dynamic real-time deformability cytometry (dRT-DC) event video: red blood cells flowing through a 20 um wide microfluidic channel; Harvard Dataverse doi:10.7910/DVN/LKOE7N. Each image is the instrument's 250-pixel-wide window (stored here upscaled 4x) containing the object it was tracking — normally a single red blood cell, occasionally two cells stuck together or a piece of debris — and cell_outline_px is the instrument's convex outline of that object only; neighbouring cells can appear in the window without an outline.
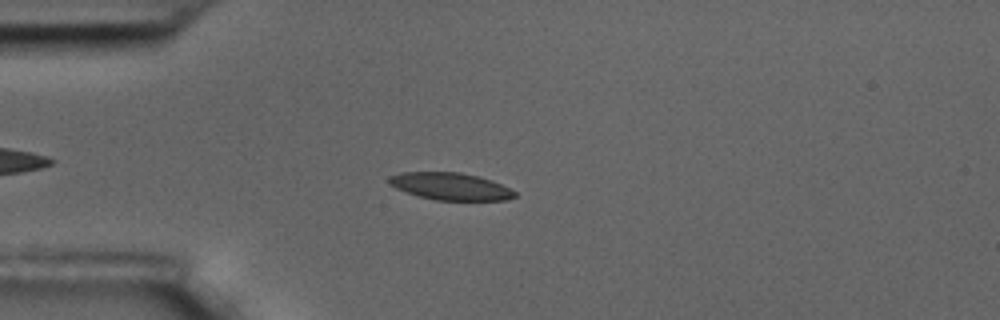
{"species": "common noctule bat (a hibernating species)", "species_latin": "Nyctalus noctula", "temperature_condition": "room temperature", "stored_images_in_passage": 7, "camera_frame_rate_fps": 3000, "um_per_image_px": 0.085, "animal": {"sex": "male", "body_mass_g": 17.5, "forearm_length_mm": 52.3}, "frame": {"image": 1, "passage_image": 2, "time_ms": 0.333, "image_size_px": [1000, 320], "cell_outline_px": [[516, 196], [504, 200], [436, 200], [420, 196], [396, 188], [388, 184], [388, 176], [400, 172], [460, 172], [480, 176], [492, 180], [516, 192]], "centroid_in_image_um": [38.27, 15.82], "position_along_channel_um": 46.7, "area_um2": 19.88}}
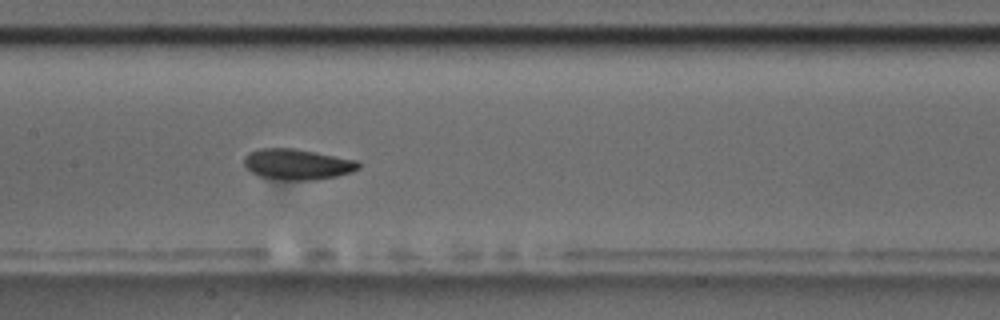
{"frame": {"image": 2, "passage_image": 6, "time_ms": 1.667, "image_size_px": [1000, 320], "cell_outline_px": [[360, 168], [352, 172], [336, 176], [316, 180], [288, 180], [260, 176], [244, 168], [244, 156], [248, 152], [260, 148], [296, 148], [356, 160], [360, 164]], "centroid_in_image_um": [25.25, 13.95], "position_along_channel_um": 182.1, "area_um2": 20.58}}
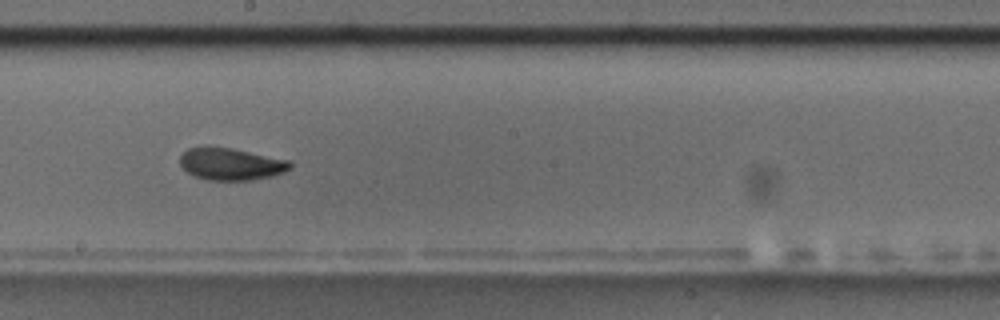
{"frame": {"image": 3, "passage_image": 7, "time_ms": 2.0, "image_size_px": [1000, 320], "cell_outline_px": [[292, 168], [284, 172], [272, 176], [252, 180], [208, 180], [196, 176], [188, 172], [180, 164], [180, 156], [188, 148], [204, 144], [208, 144], [232, 148], [292, 160]], "centroid_in_image_um": [19.65, 13.9], "position_along_channel_um": 228.6, "area_um2": 21.15}}